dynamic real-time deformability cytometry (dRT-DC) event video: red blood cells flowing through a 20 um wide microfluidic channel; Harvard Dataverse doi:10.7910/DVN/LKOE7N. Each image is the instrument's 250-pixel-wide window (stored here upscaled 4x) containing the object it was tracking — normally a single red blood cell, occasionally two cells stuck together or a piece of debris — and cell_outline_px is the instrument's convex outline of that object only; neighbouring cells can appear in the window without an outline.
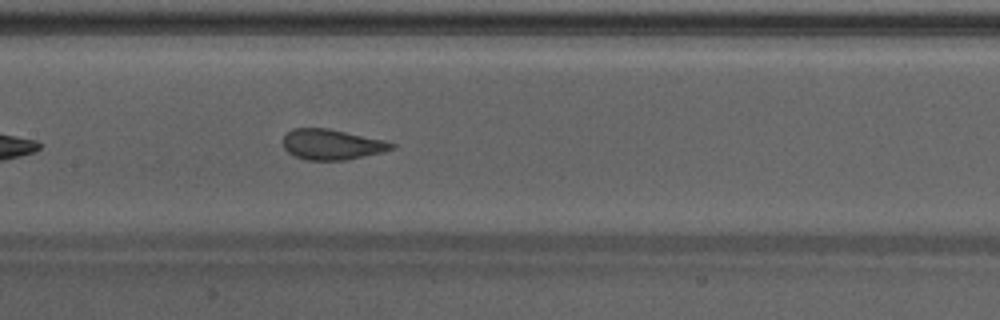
{"species": "Egyptian fruit bat (a non-hibernating species)", "species_latin": "Rousettus aegyptiacus", "temperature_condition": "warm", "stored_images_in_passage": 35, "camera_frame_rate_fps": 3000, "um_per_image_px": 0.085, "animal": {"sex": "male"}, "frame": {"image": 1, "passage_image": 11, "time_ms": 3.333, "image_size_px": [1000, 320], "cell_outline_px": [[396, 148], [380, 152], [344, 160], [308, 160], [296, 156], [288, 152], [284, 148], [284, 136], [292, 128], [328, 128], [384, 140], [396, 144]], "centroid_in_image_um": [28.2, 12.27], "position_along_channel_um": 179.2, "area_um2": 19.02}}
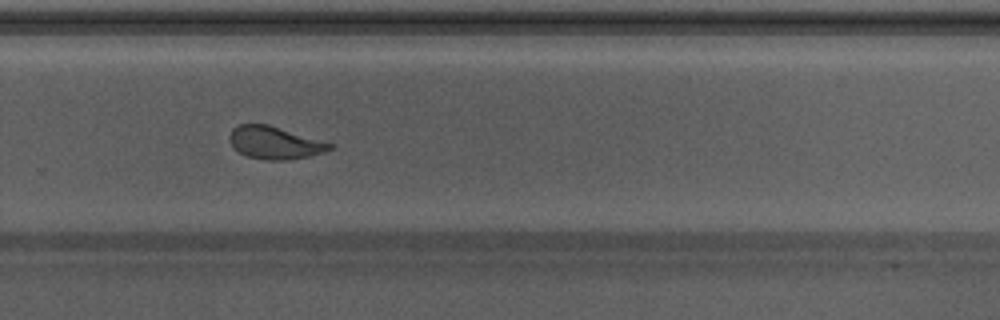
{"frame": {"image": 2, "passage_image": 20, "time_ms": 6.333, "image_size_px": [1000, 320], "cell_outline_px": [[336, 144], [332, 148], [324, 152], [308, 156], [288, 160], [264, 160], [248, 156], [240, 152], [232, 144], [228, 136], [232, 128], [240, 124], [268, 124]], "centroid_in_image_um": [23.38, 12.12], "position_along_channel_um": 306.4, "area_um2": 19.02}}